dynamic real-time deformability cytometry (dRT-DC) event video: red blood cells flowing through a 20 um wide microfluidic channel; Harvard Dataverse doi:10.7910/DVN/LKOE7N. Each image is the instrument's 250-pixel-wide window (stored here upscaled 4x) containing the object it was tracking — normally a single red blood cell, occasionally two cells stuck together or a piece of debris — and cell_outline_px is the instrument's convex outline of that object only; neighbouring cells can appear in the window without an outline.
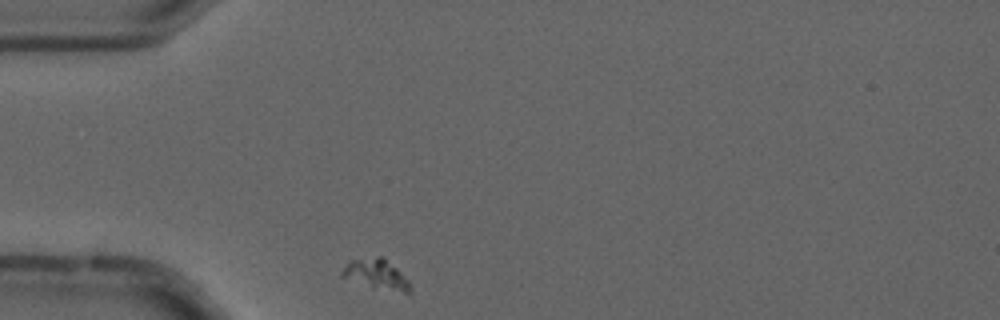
{"species": "common noctule bat (a hibernating species)", "species_latin": "Nyctalus noctula", "temperature_condition": "cold", "stored_images_in_passage": 37, "camera_frame_rate_fps": 3000, "um_per_image_px": 0.085, "animal": {"sex": "male", "forearm_length_mm": 52.5}, "frame": {"image": 1, "passage_image": 1, "time_ms": 0.0, "image_size_px": [1000, 320], "cell_outline_px": [[412, 292], [404, 292], [372, 288], [340, 276], [340, 272], [352, 260], [376, 256], [384, 256], [408, 280]], "centroid_in_image_um": [31.99, 23.31], "position_along_channel_um": 53.0, "area_um2": 11.79}}
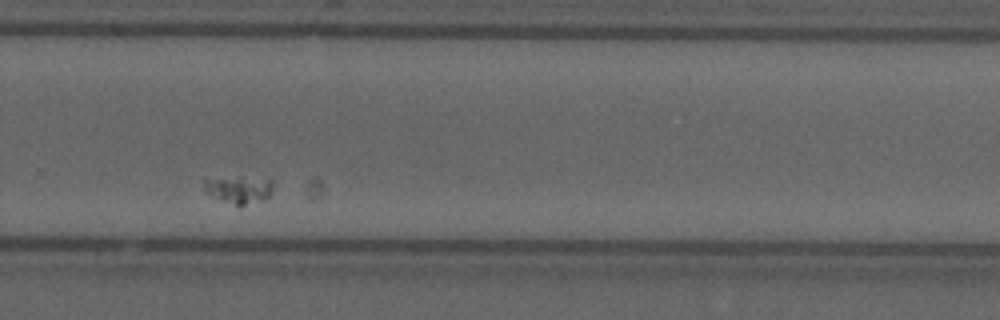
{"frame": {"image": 2, "passage_image": 26, "time_ms": 8.333, "image_size_px": [1000, 320], "cell_outline_px": [[272, 188], [268, 196], [260, 200], [240, 208], [212, 196], [204, 192], [204, 180], [240, 176], [268, 180], [272, 184]], "centroid_in_image_um": [20.26, 16.14], "position_along_channel_um": 309.5, "area_um2": 10.98}}
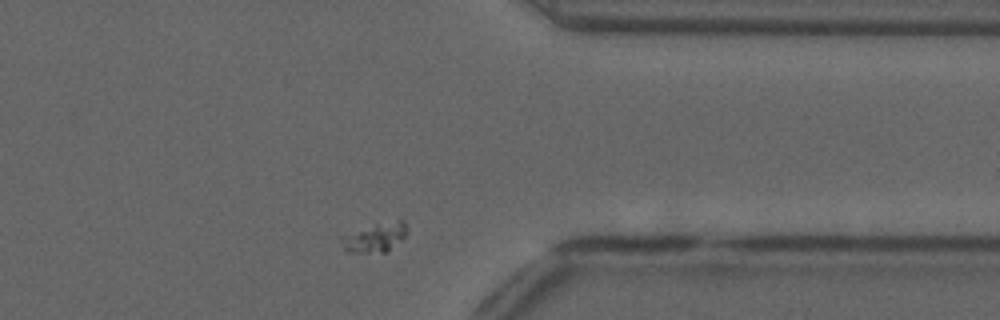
{"frame": {"image": 3, "passage_image": 33, "time_ms": 10.667, "image_size_px": [1000, 320], "cell_outline_px": [[408, 232], [388, 252], [348, 252], [344, 248], [340, 236], [376, 224], [400, 220], [404, 220]], "centroid_in_image_um": [31.9, 20.19], "position_along_channel_um": 379.5, "area_um2": 10.81}}